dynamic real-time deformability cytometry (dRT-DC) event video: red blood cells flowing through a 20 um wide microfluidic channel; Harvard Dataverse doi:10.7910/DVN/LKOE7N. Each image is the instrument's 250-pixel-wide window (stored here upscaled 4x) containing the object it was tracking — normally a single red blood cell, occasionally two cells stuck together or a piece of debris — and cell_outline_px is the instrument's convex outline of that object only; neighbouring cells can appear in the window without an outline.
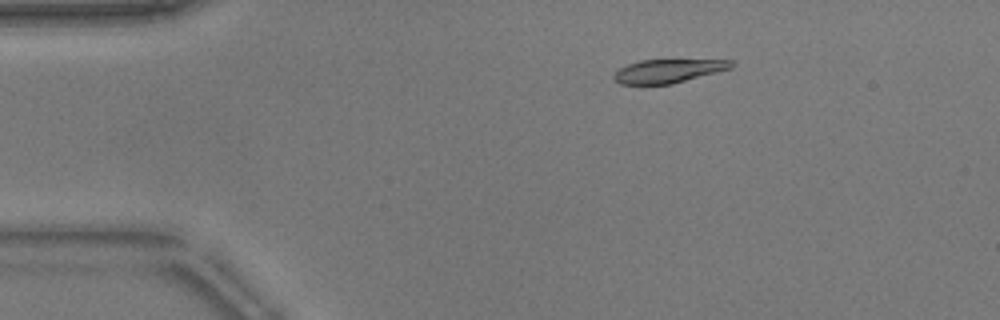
{"species": "common noctule bat (a hibernating species)", "species_latin": "Nyctalus noctula", "temperature_condition": "warm", "stored_images_in_passage": 19, "camera_frame_rate_fps": 3000, "um_per_image_px": 0.085, "animal": {"sex": "male", "body_mass_g": 17.9}, "frame": {"image": 1, "passage_image": 9, "time_ms": 2.667, "image_size_px": [1000, 320], "cell_outline_px": [[736, 64], [732, 68], [672, 84], [620, 84], [612, 76], [620, 68], [628, 64], [640, 60], [732, 60]], "centroid_in_image_um": [56.83, 6.03], "position_along_channel_um": 28.2, "area_um2": 16.01}}
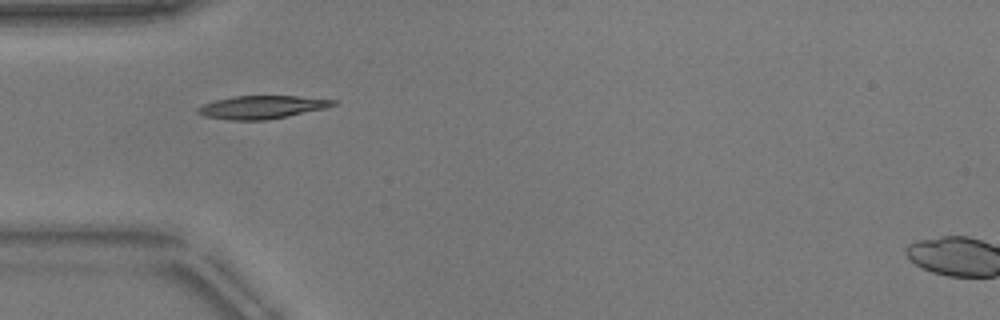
{"frame": {"image": 2, "passage_image": 16, "time_ms": 5.0, "image_size_px": [1000, 320], "cell_outline_px": [[340, 104], [324, 108], [288, 116], [268, 120], [228, 120], [204, 116], [196, 112], [196, 108], [204, 104], [216, 100], [232, 96], [296, 96], [340, 100]], "centroid_in_image_um": [22.29, 9.11], "position_along_channel_um": 62.7, "area_um2": 18.32}}